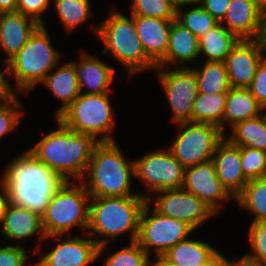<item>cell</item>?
Segmentation results:
<instances>
[{
    "instance_id": "obj_1",
    "label": "cell",
    "mask_w": 266,
    "mask_h": 266,
    "mask_svg": "<svg viewBox=\"0 0 266 266\" xmlns=\"http://www.w3.org/2000/svg\"><path fill=\"white\" fill-rule=\"evenodd\" d=\"M57 128L43 135L28 151L63 181H81L95 148L101 143L65 127L58 119Z\"/></svg>"
},
{
    "instance_id": "obj_2",
    "label": "cell",
    "mask_w": 266,
    "mask_h": 266,
    "mask_svg": "<svg viewBox=\"0 0 266 266\" xmlns=\"http://www.w3.org/2000/svg\"><path fill=\"white\" fill-rule=\"evenodd\" d=\"M146 202L147 199L143 196L90 198L86 234L99 246V259L107 244L112 243L117 237L129 232V242L137 240L140 216Z\"/></svg>"
},
{
    "instance_id": "obj_3",
    "label": "cell",
    "mask_w": 266,
    "mask_h": 266,
    "mask_svg": "<svg viewBox=\"0 0 266 266\" xmlns=\"http://www.w3.org/2000/svg\"><path fill=\"white\" fill-rule=\"evenodd\" d=\"M11 190V202L42 214L49 198L64 182L28 150L8 163L1 177Z\"/></svg>"
},
{
    "instance_id": "obj_4",
    "label": "cell",
    "mask_w": 266,
    "mask_h": 266,
    "mask_svg": "<svg viewBox=\"0 0 266 266\" xmlns=\"http://www.w3.org/2000/svg\"><path fill=\"white\" fill-rule=\"evenodd\" d=\"M115 142H101L94 150L81 180L90 197L143 196L133 194L134 160H128Z\"/></svg>"
},
{
    "instance_id": "obj_5",
    "label": "cell",
    "mask_w": 266,
    "mask_h": 266,
    "mask_svg": "<svg viewBox=\"0 0 266 266\" xmlns=\"http://www.w3.org/2000/svg\"><path fill=\"white\" fill-rule=\"evenodd\" d=\"M95 26V27H94ZM93 32L104 44L102 54L111 55L126 69L129 77L157 67L145 54L137 35L134 17L111 9L104 21L92 25Z\"/></svg>"
},
{
    "instance_id": "obj_6",
    "label": "cell",
    "mask_w": 266,
    "mask_h": 266,
    "mask_svg": "<svg viewBox=\"0 0 266 266\" xmlns=\"http://www.w3.org/2000/svg\"><path fill=\"white\" fill-rule=\"evenodd\" d=\"M61 57V52L51 43L46 25H39L23 48L8 62L9 77L15 80L14 90L29 94L60 64Z\"/></svg>"
},
{
    "instance_id": "obj_7",
    "label": "cell",
    "mask_w": 266,
    "mask_h": 266,
    "mask_svg": "<svg viewBox=\"0 0 266 266\" xmlns=\"http://www.w3.org/2000/svg\"><path fill=\"white\" fill-rule=\"evenodd\" d=\"M90 198L81 181H64L49 198L46 210L41 214L45 236H67L74 227L86 233Z\"/></svg>"
},
{
    "instance_id": "obj_8",
    "label": "cell",
    "mask_w": 266,
    "mask_h": 266,
    "mask_svg": "<svg viewBox=\"0 0 266 266\" xmlns=\"http://www.w3.org/2000/svg\"><path fill=\"white\" fill-rule=\"evenodd\" d=\"M109 93L80 95L56 119L65 127L82 134L92 135L100 142H115L114 110ZM100 136V137H99Z\"/></svg>"
},
{
    "instance_id": "obj_9",
    "label": "cell",
    "mask_w": 266,
    "mask_h": 266,
    "mask_svg": "<svg viewBox=\"0 0 266 266\" xmlns=\"http://www.w3.org/2000/svg\"><path fill=\"white\" fill-rule=\"evenodd\" d=\"M192 233L194 229L186 222L160 214L147 201L140 216L136 241L149 256L153 251L156 258H162L170 248Z\"/></svg>"
},
{
    "instance_id": "obj_10",
    "label": "cell",
    "mask_w": 266,
    "mask_h": 266,
    "mask_svg": "<svg viewBox=\"0 0 266 266\" xmlns=\"http://www.w3.org/2000/svg\"><path fill=\"white\" fill-rule=\"evenodd\" d=\"M175 125L180 132L168 149L184 168L211 160L217 144L225 137L218 126L208 123Z\"/></svg>"
},
{
    "instance_id": "obj_11",
    "label": "cell",
    "mask_w": 266,
    "mask_h": 266,
    "mask_svg": "<svg viewBox=\"0 0 266 266\" xmlns=\"http://www.w3.org/2000/svg\"><path fill=\"white\" fill-rule=\"evenodd\" d=\"M157 78L172 111L174 124L192 122L194 101L198 94L197 78L194 68L156 67Z\"/></svg>"
},
{
    "instance_id": "obj_12",
    "label": "cell",
    "mask_w": 266,
    "mask_h": 266,
    "mask_svg": "<svg viewBox=\"0 0 266 266\" xmlns=\"http://www.w3.org/2000/svg\"><path fill=\"white\" fill-rule=\"evenodd\" d=\"M185 168L167 149H157L134 160L135 179L147 187L145 199L161 190L182 188Z\"/></svg>"
},
{
    "instance_id": "obj_13",
    "label": "cell",
    "mask_w": 266,
    "mask_h": 266,
    "mask_svg": "<svg viewBox=\"0 0 266 266\" xmlns=\"http://www.w3.org/2000/svg\"><path fill=\"white\" fill-rule=\"evenodd\" d=\"M147 200L160 214L182 220L194 230L216 214L197 196L183 188L166 189L154 193ZM151 201L154 203L152 204Z\"/></svg>"
},
{
    "instance_id": "obj_14",
    "label": "cell",
    "mask_w": 266,
    "mask_h": 266,
    "mask_svg": "<svg viewBox=\"0 0 266 266\" xmlns=\"http://www.w3.org/2000/svg\"><path fill=\"white\" fill-rule=\"evenodd\" d=\"M182 188L200 198L215 214L225 201L235 200L219 180L212 160L185 168Z\"/></svg>"
},
{
    "instance_id": "obj_15",
    "label": "cell",
    "mask_w": 266,
    "mask_h": 266,
    "mask_svg": "<svg viewBox=\"0 0 266 266\" xmlns=\"http://www.w3.org/2000/svg\"><path fill=\"white\" fill-rule=\"evenodd\" d=\"M265 55L263 39H240L224 61L230 87L248 89Z\"/></svg>"
},
{
    "instance_id": "obj_16",
    "label": "cell",
    "mask_w": 266,
    "mask_h": 266,
    "mask_svg": "<svg viewBox=\"0 0 266 266\" xmlns=\"http://www.w3.org/2000/svg\"><path fill=\"white\" fill-rule=\"evenodd\" d=\"M89 235L84 237H64V235L46 236L45 240L54 238L58 245L50 249L47 254L41 252L40 260L34 266H88L98 259L99 246ZM62 239V240H61Z\"/></svg>"
},
{
    "instance_id": "obj_17",
    "label": "cell",
    "mask_w": 266,
    "mask_h": 266,
    "mask_svg": "<svg viewBox=\"0 0 266 266\" xmlns=\"http://www.w3.org/2000/svg\"><path fill=\"white\" fill-rule=\"evenodd\" d=\"M264 20L265 15L257 8L254 0H231L219 23L239 39H262Z\"/></svg>"
},
{
    "instance_id": "obj_18",
    "label": "cell",
    "mask_w": 266,
    "mask_h": 266,
    "mask_svg": "<svg viewBox=\"0 0 266 266\" xmlns=\"http://www.w3.org/2000/svg\"><path fill=\"white\" fill-rule=\"evenodd\" d=\"M216 174L227 189L236 198L249 181L241 166V147L232 144L224 137L216 146L212 156Z\"/></svg>"
},
{
    "instance_id": "obj_19",
    "label": "cell",
    "mask_w": 266,
    "mask_h": 266,
    "mask_svg": "<svg viewBox=\"0 0 266 266\" xmlns=\"http://www.w3.org/2000/svg\"><path fill=\"white\" fill-rule=\"evenodd\" d=\"M80 53L79 61H71L76 70L80 93H109L110 86L116 77L115 68L102 61L97 55H90L86 51Z\"/></svg>"
},
{
    "instance_id": "obj_20",
    "label": "cell",
    "mask_w": 266,
    "mask_h": 266,
    "mask_svg": "<svg viewBox=\"0 0 266 266\" xmlns=\"http://www.w3.org/2000/svg\"><path fill=\"white\" fill-rule=\"evenodd\" d=\"M39 25L17 11L0 13V50L6 56L4 64L23 48Z\"/></svg>"
},
{
    "instance_id": "obj_21",
    "label": "cell",
    "mask_w": 266,
    "mask_h": 266,
    "mask_svg": "<svg viewBox=\"0 0 266 266\" xmlns=\"http://www.w3.org/2000/svg\"><path fill=\"white\" fill-rule=\"evenodd\" d=\"M2 237L9 241L27 239L39 235L38 238L45 241L42 228L41 214L21 205L11 202L2 217L0 224Z\"/></svg>"
},
{
    "instance_id": "obj_22",
    "label": "cell",
    "mask_w": 266,
    "mask_h": 266,
    "mask_svg": "<svg viewBox=\"0 0 266 266\" xmlns=\"http://www.w3.org/2000/svg\"><path fill=\"white\" fill-rule=\"evenodd\" d=\"M146 56L157 65L166 55L173 20L133 16Z\"/></svg>"
},
{
    "instance_id": "obj_23",
    "label": "cell",
    "mask_w": 266,
    "mask_h": 266,
    "mask_svg": "<svg viewBox=\"0 0 266 266\" xmlns=\"http://www.w3.org/2000/svg\"><path fill=\"white\" fill-rule=\"evenodd\" d=\"M199 58V38L176 19L173 20L169 31L167 53L156 66L170 67L172 64L184 67L185 64V67H188L187 63H193Z\"/></svg>"
},
{
    "instance_id": "obj_24",
    "label": "cell",
    "mask_w": 266,
    "mask_h": 266,
    "mask_svg": "<svg viewBox=\"0 0 266 266\" xmlns=\"http://www.w3.org/2000/svg\"><path fill=\"white\" fill-rule=\"evenodd\" d=\"M52 71L46 75L41 84L47 86L54 97L62 103L54 113L56 119L80 95V90L76 70L70 60L64 64H58L56 70Z\"/></svg>"
},
{
    "instance_id": "obj_25",
    "label": "cell",
    "mask_w": 266,
    "mask_h": 266,
    "mask_svg": "<svg viewBox=\"0 0 266 266\" xmlns=\"http://www.w3.org/2000/svg\"><path fill=\"white\" fill-rule=\"evenodd\" d=\"M217 252L218 250L206 241L188 237L170 248L161 259L169 266H200Z\"/></svg>"
},
{
    "instance_id": "obj_26",
    "label": "cell",
    "mask_w": 266,
    "mask_h": 266,
    "mask_svg": "<svg viewBox=\"0 0 266 266\" xmlns=\"http://www.w3.org/2000/svg\"><path fill=\"white\" fill-rule=\"evenodd\" d=\"M262 108L249 89L230 88L223 115V134L226 135V124L232 128L239 122L261 115Z\"/></svg>"
},
{
    "instance_id": "obj_27",
    "label": "cell",
    "mask_w": 266,
    "mask_h": 266,
    "mask_svg": "<svg viewBox=\"0 0 266 266\" xmlns=\"http://www.w3.org/2000/svg\"><path fill=\"white\" fill-rule=\"evenodd\" d=\"M239 40L219 23L199 37L200 56L204 55L205 61L224 62Z\"/></svg>"
},
{
    "instance_id": "obj_28",
    "label": "cell",
    "mask_w": 266,
    "mask_h": 266,
    "mask_svg": "<svg viewBox=\"0 0 266 266\" xmlns=\"http://www.w3.org/2000/svg\"><path fill=\"white\" fill-rule=\"evenodd\" d=\"M231 130V135L224 136L232 144L266 152V120L262 114L237 123Z\"/></svg>"
},
{
    "instance_id": "obj_29",
    "label": "cell",
    "mask_w": 266,
    "mask_h": 266,
    "mask_svg": "<svg viewBox=\"0 0 266 266\" xmlns=\"http://www.w3.org/2000/svg\"><path fill=\"white\" fill-rule=\"evenodd\" d=\"M227 93H198L194 101L192 122L218 126L223 132V115Z\"/></svg>"
},
{
    "instance_id": "obj_30",
    "label": "cell",
    "mask_w": 266,
    "mask_h": 266,
    "mask_svg": "<svg viewBox=\"0 0 266 266\" xmlns=\"http://www.w3.org/2000/svg\"><path fill=\"white\" fill-rule=\"evenodd\" d=\"M194 67L198 93H227L230 90L224 62L205 61L203 66Z\"/></svg>"
},
{
    "instance_id": "obj_31",
    "label": "cell",
    "mask_w": 266,
    "mask_h": 266,
    "mask_svg": "<svg viewBox=\"0 0 266 266\" xmlns=\"http://www.w3.org/2000/svg\"><path fill=\"white\" fill-rule=\"evenodd\" d=\"M235 200L253 216L252 222L266 221V178L249 180Z\"/></svg>"
},
{
    "instance_id": "obj_32",
    "label": "cell",
    "mask_w": 266,
    "mask_h": 266,
    "mask_svg": "<svg viewBox=\"0 0 266 266\" xmlns=\"http://www.w3.org/2000/svg\"><path fill=\"white\" fill-rule=\"evenodd\" d=\"M58 19L66 33H71L93 15L90 0H52Z\"/></svg>"
},
{
    "instance_id": "obj_33",
    "label": "cell",
    "mask_w": 266,
    "mask_h": 266,
    "mask_svg": "<svg viewBox=\"0 0 266 266\" xmlns=\"http://www.w3.org/2000/svg\"><path fill=\"white\" fill-rule=\"evenodd\" d=\"M195 7L183 10L184 5L177 6L176 20L198 38L219 24L199 3Z\"/></svg>"
},
{
    "instance_id": "obj_34",
    "label": "cell",
    "mask_w": 266,
    "mask_h": 266,
    "mask_svg": "<svg viewBox=\"0 0 266 266\" xmlns=\"http://www.w3.org/2000/svg\"><path fill=\"white\" fill-rule=\"evenodd\" d=\"M130 15L175 20L177 6L173 0H132Z\"/></svg>"
},
{
    "instance_id": "obj_35",
    "label": "cell",
    "mask_w": 266,
    "mask_h": 266,
    "mask_svg": "<svg viewBox=\"0 0 266 266\" xmlns=\"http://www.w3.org/2000/svg\"><path fill=\"white\" fill-rule=\"evenodd\" d=\"M151 257L138 244L137 241L129 242L127 247L111 253L104 259V266H150Z\"/></svg>"
},
{
    "instance_id": "obj_36",
    "label": "cell",
    "mask_w": 266,
    "mask_h": 266,
    "mask_svg": "<svg viewBox=\"0 0 266 266\" xmlns=\"http://www.w3.org/2000/svg\"><path fill=\"white\" fill-rule=\"evenodd\" d=\"M248 237L252 252L241 258L253 265L266 266V221L251 222Z\"/></svg>"
},
{
    "instance_id": "obj_37",
    "label": "cell",
    "mask_w": 266,
    "mask_h": 266,
    "mask_svg": "<svg viewBox=\"0 0 266 266\" xmlns=\"http://www.w3.org/2000/svg\"><path fill=\"white\" fill-rule=\"evenodd\" d=\"M241 166L248 179L266 178V152L250 147H241Z\"/></svg>"
},
{
    "instance_id": "obj_38",
    "label": "cell",
    "mask_w": 266,
    "mask_h": 266,
    "mask_svg": "<svg viewBox=\"0 0 266 266\" xmlns=\"http://www.w3.org/2000/svg\"><path fill=\"white\" fill-rule=\"evenodd\" d=\"M19 99L16 95L10 100L0 102V139L15 131L21 124L24 106Z\"/></svg>"
},
{
    "instance_id": "obj_39",
    "label": "cell",
    "mask_w": 266,
    "mask_h": 266,
    "mask_svg": "<svg viewBox=\"0 0 266 266\" xmlns=\"http://www.w3.org/2000/svg\"><path fill=\"white\" fill-rule=\"evenodd\" d=\"M51 3L52 0H17L16 11L44 25L43 13Z\"/></svg>"
},
{
    "instance_id": "obj_40",
    "label": "cell",
    "mask_w": 266,
    "mask_h": 266,
    "mask_svg": "<svg viewBox=\"0 0 266 266\" xmlns=\"http://www.w3.org/2000/svg\"><path fill=\"white\" fill-rule=\"evenodd\" d=\"M27 250L21 245H6L0 248V266H25Z\"/></svg>"
},
{
    "instance_id": "obj_41",
    "label": "cell",
    "mask_w": 266,
    "mask_h": 266,
    "mask_svg": "<svg viewBox=\"0 0 266 266\" xmlns=\"http://www.w3.org/2000/svg\"><path fill=\"white\" fill-rule=\"evenodd\" d=\"M248 89L258 103L264 107L266 105V55L259 62L255 77Z\"/></svg>"
},
{
    "instance_id": "obj_42",
    "label": "cell",
    "mask_w": 266,
    "mask_h": 266,
    "mask_svg": "<svg viewBox=\"0 0 266 266\" xmlns=\"http://www.w3.org/2000/svg\"><path fill=\"white\" fill-rule=\"evenodd\" d=\"M231 0H201L200 5L217 21H221L226 14Z\"/></svg>"
},
{
    "instance_id": "obj_43",
    "label": "cell",
    "mask_w": 266,
    "mask_h": 266,
    "mask_svg": "<svg viewBox=\"0 0 266 266\" xmlns=\"http://www.w3.org/2000/svg\"><path fill=\"white\" fill-rule=\"evenodd\" d=\"M5 69L2 72L0 67V102L10 100L14 98L17 94V92L13 89V86L9 83L10 80L7 78L9 77V63H5ZM7 77H5V75Z\"/></svg>"
},
{
    "instance_id": "obj_44",
    "label": "cell",
    "mask_w": 266,
    "mask_h": 266,
    "mask_svg": "<svg viewBox=\"0 0 266 266\" xmlns=\"http://www.w3.org/2000/svg\"><path fill=\"white\" fill-rule=\"evenodd\" d=\"M0 223L2 221V217L4 216L9 204L11 203V190L9 186L3 181H0Z\"/></svg>"
},
{
    "instance_id": "obj_45",
    "label": "cell",
    "mask_w": 266,
    "mask_h": 266,
    "mask_svg": "<svg viewBox=\"0 0 266 266\" xmlns=\"http://www.w3.org/2000/svg\"><path fill=\"white\" fill-rule=\"evenodd\" d=\"M229 258L225 257L221 252H217L208 262L200 266H227Z\"/></svg>"
},
{
    "instance_id": "obj_46",
    "label": "cell",
    "mask_w": 266,
    "mask_h": 266,
    "mask_svg": "<svg viewBox=\"0 0 266 266\" xmlns=\"http://www.w3.org/2000/svg\"><path fill=\"white\" fill-rule=\"evenodd\" d=\"M17 0H0V13L15 12Z\"/></svg>"
},
{
    "instance_id": "obj_47",
    "label": "cell",
    "mask_w": 266,
    "mask_h": 266,
    "mask_svg": "<svg viewBox=\"0 0 266 266\" xmlns=\"http://www.w3.org/2000/svg\"><path fill=\"white\" fill-rule=\"evenodd\" d=\"M228 266H261V265H253L250 264L246 261H244L242 258H240L238 261L237 260H230L228 263Z\"/></svg>"
},
{
    "instance_id": "obj_48",
    "label": "cell",
    "mask_w": 266,
    "mask_h": 266,
    "mask_svg": "<svg viewBox=\"0 0 266 266\" xmlns=\"http://www.w3.org/2000/svg\"><path fill=\"white\" fill-rule=\"evenodd\" d=\"M201 0H173L174 4L176 6L184 5L185 7L187 5H193V4H198L200 3Z\"/></svg>"
},
{
    "instance_id": "obj_49",
    "label": "cell",
    "mask_w": 266,
    "mask_h": 266,
    "mask_svg": "<svg viewBox=\"0 0 266 266\" xmlns=\"http://www.w3.org/2000/svg\"><path fill=\"white\" fill-rule=\"evenodd\" d=\"M257 8L266 15V0H254Z\"/></svg>"
},
{
    "instance_id": "obj_50",
    "label": "cell",
    "mask_w": 266,
    "mask_h": 266,
    "mask_svg": "<svg viewBox=\"0 0 266 266\" xmlns=\"http://www.w3.org/2000/svg\"><path fill=\"white\" fill-rule=\"evenodd\" d=\"M150 266H169L166 262H164L161 258H155L154 261L151 260Z\"/></svg>"
},
{
    "instance_id": "obj_51",
    "label": "cell",
    "mask_w": 266,
    "mask_h": 266,
    "mask_svg": "<svg viewBox=\"0 0 266 266\" xmlns=\"http://www.w3.org/2000/svg\"><path fill=\"white\" fill-rule=\"evenodd\" d=\"M263 42L266 45V15H265V20H264V34H263Z\"/></svg>"
},
{
    "instance_id": "obj_52",
    "label": "cell",
    "mask_w": 266,
    "mask_h": 266,
    "mask_svg": "<svg viewBox=\"0 0 266 266\" xmlns=\"http://www.w3.org/2000/svg\"><path fill=\"white\" fill-rule=\"evenodd\" d=\"M262 115L264 116L266 120V105L262 108Z\"/></svg>"
}]
</instances>
